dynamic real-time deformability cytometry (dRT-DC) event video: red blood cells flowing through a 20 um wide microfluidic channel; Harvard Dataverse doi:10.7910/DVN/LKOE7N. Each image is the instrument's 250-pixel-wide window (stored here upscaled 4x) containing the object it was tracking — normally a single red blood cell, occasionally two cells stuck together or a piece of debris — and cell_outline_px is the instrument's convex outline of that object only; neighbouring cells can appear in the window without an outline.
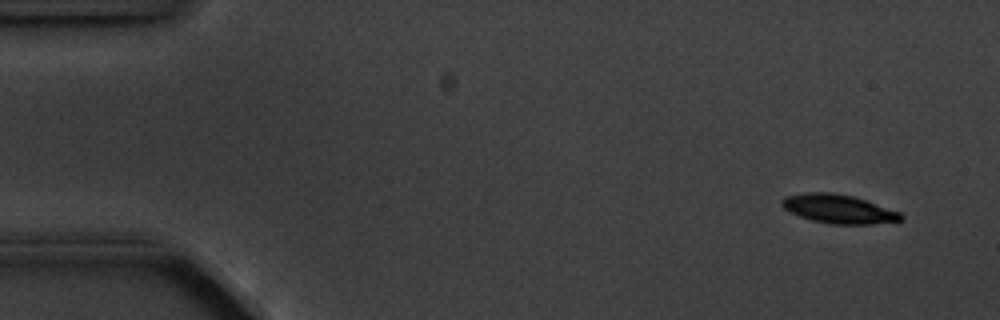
{"species": "common noctule bat (a hibernating species)", "species_latin": "Nyctalus noctula", "temperature_condition": "cold", "stored_images_in_passage": 5, "camera_frame_rate_fps": 3000, "um_per_image_px": 0.085, "animal": {"sex": "male", "body_mass_g": 20.1, "forearm_length_mm": 53.5}, "frame": {"image": 1, "passage_image": 1, "time_ms": 0.0, "image_size_px": [1000, 320], "cell_outline_px": [[904, 220], [872, 224], [832, 224], [812, 220], [800, 216], [784, 208], [780, 204], [780, 200], [784, 196], [804, 192], [832, 192], [852, 196], [900, 212], [904, 216]], "centroid_in_image_um": [71.26, 17.75], "position_along_channel_um": 13.7, "area_um2": 19.94}}
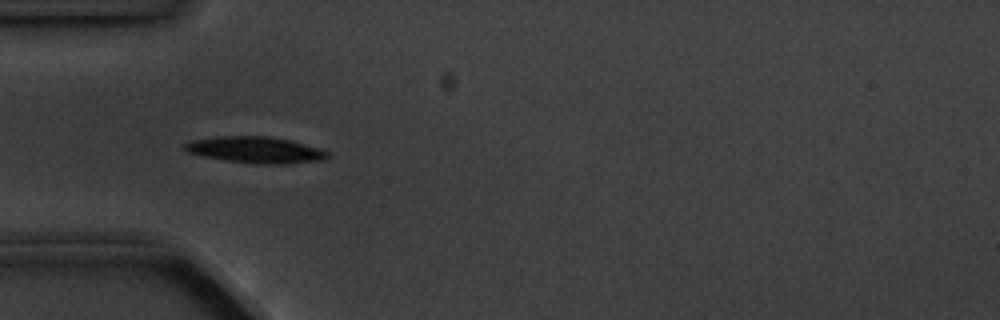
{"frame": {"image": 2, "passage_image": 4, "time_ms": 4.333, "image_size_px": [1000, 320], "cell_outline_px": [[328, 156], [324, 160], [292, 164], [256, 164], [224, 160], [204, 156], [188, 152], [184, 148], [184, 144], [192, 140], [216, 136], [268, 136], [288, 140], [320, 148], [328, 152]], "centroid_in_image_um": [21.74, 12.75], "position_along_channel_um": 63.3, "area_um2": 21.96}}
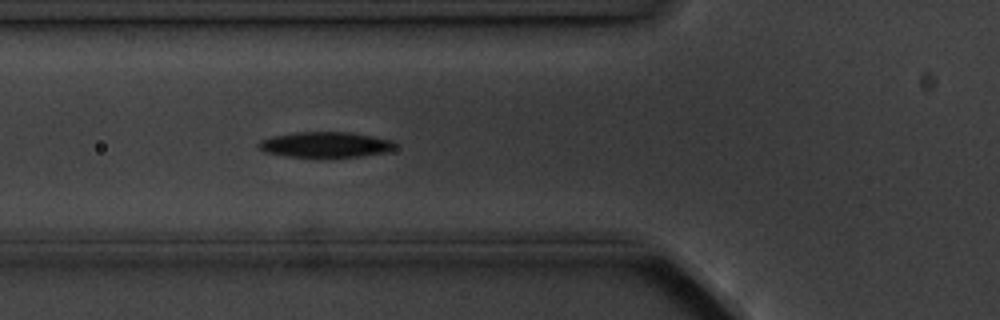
{"frame": {"image": 3, "passage_image": 5, "time_ms": 5.333, "image_size_px": [1000, 320], "cell_outline_px": [[396, 148], [384, 152], [360, 156], [320, 160], [284, 156], [264, 152], [256, 144], [260, 140], [272, 136], [292, 132], [348, 132], [396, 140]], "centroid_in_image_um": [27.63, 12.33], "position_along_channel_um": 98.2, "area_um2": 21.27}}